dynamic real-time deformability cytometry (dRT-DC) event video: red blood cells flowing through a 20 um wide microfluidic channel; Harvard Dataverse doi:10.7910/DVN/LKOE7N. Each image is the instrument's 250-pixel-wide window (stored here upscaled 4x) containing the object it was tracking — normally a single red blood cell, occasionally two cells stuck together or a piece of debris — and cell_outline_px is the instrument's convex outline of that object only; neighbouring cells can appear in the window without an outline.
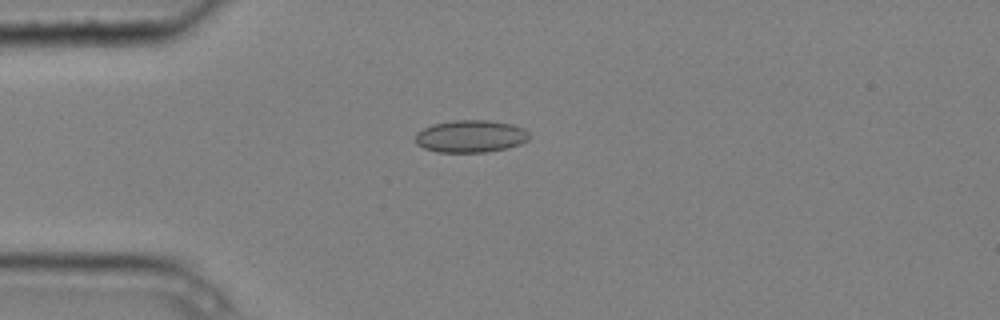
{"species": "common noctule bat (a hibernating species)", "species_latin": "Nyctalus noctula", "temperature_condition": "cold", "stored_images_in_passage": 6, "camera_frame_rate_fps": 3000, "um_per_image_px": 0.085, "animal": {"sex": "male", "body_mass_g": 20.4}, "frame": {"image": 1, "passage_image": 4, "time_ms": 1.0, "image_size_px": [1000, 320], "cell_outline_px": [[528, 140], [520, 144], [508, 148], [484, 152], [436, 152], [424, 148], [416, 144], [416, 132], [432, 124], [456, 120], [488, 120], [512, 124], [524, 128], [528, 132]], "centroid_in_image_um": [40.0, 11.58], "position_along_channel_um": 45.0, "area_um2": 21.5}}
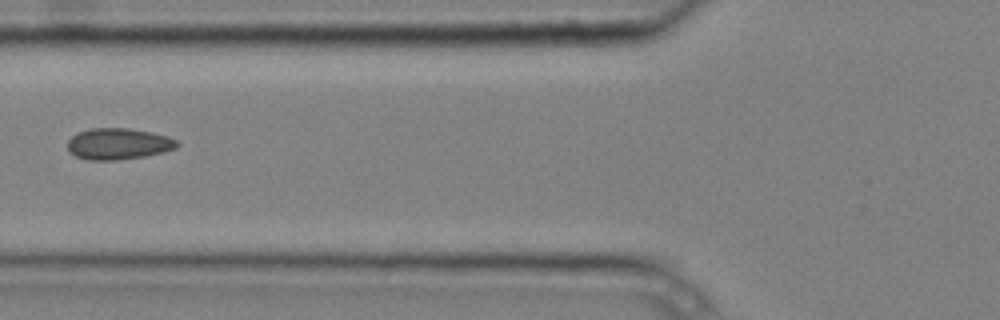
{"frame": {"image": 2, "passage_image": 6, "time_ms": 1.667, "image_size_px": [1000, 320], "cell_outline_px": [[180, 144], [176, 148], [164, 152], [144, 156], [116, 160], [88, 160], [76, 156], [68, 152], [68, 140], [72, 136], [80, 132], [92, 128], [128, 128], [152, 132], [168, 136], [176, 140]], "centroid_in_image_um": [10.07, 12.23], "position_along_channel_um": 115.7, "area_um2": 20.0}}